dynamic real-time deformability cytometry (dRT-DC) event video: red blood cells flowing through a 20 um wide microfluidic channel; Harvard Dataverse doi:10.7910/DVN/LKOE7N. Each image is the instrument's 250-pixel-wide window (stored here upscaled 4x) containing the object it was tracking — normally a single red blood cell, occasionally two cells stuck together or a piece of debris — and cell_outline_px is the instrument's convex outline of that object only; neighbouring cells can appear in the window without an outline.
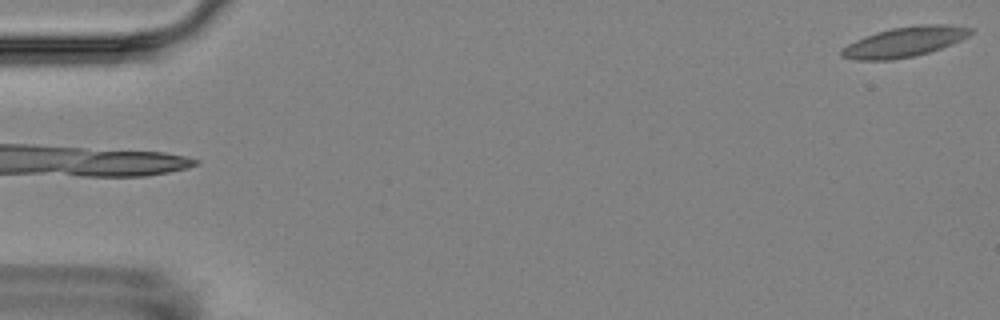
{"species": "Egyptian fruit bat (a non-hibernating species)", "species_latin": "Rousettus aegyptiacus", "temperature_condition": "room temperature", "stored_images_in_passage": 6, "camera_frame_rate_fps": 3000, "um_per_image_px": 0.085, "animal": {"sex": "female"}, "frame": {"image": 1, "passage_image": 6, "time_ms": 5.667, "image_size_px": [1000, 320], "cell_outline_px": [[972, 32], [968, 36], [952, 44], [916, 56], [892, 60], [856, 60], [840, 56], [840, 48], [856, 40], [876, 32], [892, 28], [920, 24], [948, 24], [972, 28]], "centroid_in_image_um": [76.86, 3.56], "position_along_channel_um": 8.1, "area_um2": 22.6}}